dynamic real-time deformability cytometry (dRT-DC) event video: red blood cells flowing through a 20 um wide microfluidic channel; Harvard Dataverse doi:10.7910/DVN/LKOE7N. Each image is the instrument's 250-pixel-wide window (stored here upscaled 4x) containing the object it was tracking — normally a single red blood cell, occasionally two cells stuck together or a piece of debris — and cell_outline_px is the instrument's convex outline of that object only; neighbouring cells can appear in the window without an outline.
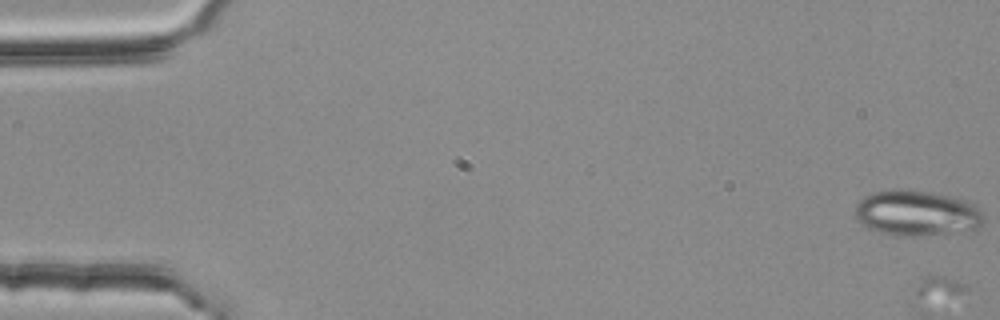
{"species": "common noctule bat (a hibernating species)", "species_latin": "Nyctalus noctula", "temperature_condition": "room temperature", "stored_images_in_passage": 56, "camera_frame_rate_fps": 3000, "um_per_image_px": 0.085, "animal": {"sex": "female", "body_mass_g": 25.1}, "frame": {"image": 1, "passage_image": 1, "time_ms": 0.0, "image_size_px": [1000, 320], "cell_outline_px": [[984, 220], [976, 228], [916, 236], [896, 236], [876, 232], [868, 228], [856, 216], [856, 204], [864, 196], [872, 192], [892, 188], [900, 188], [928, 192], [964, 200], [976, 204], [984, 212]], "centroid_in_image_um": [77.89, 18.09], "position_along_channel_um": 7.1, "area_um2": 33.93}}
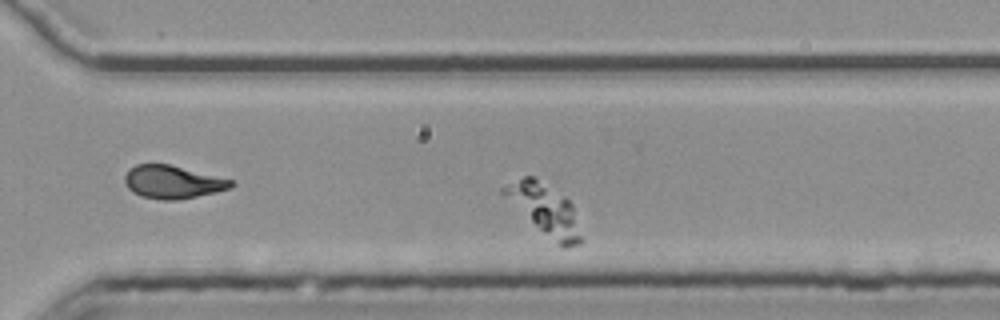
{"frame": {"image": 2, "passage_image": 41, "time_ms": 13.333, "image_size_px": [1000, 320], "cell_outline_px": [[584, 240], [580, 244], [564, 248], [560, 248], [500, 192], [500, 188], [524, 176], [532, 176], [564, 196], [572, 204]], "centroid_in_image_um": [46.37, 17.86], "position_along_channel_um": 324.2, "area_um2": 22.43}}